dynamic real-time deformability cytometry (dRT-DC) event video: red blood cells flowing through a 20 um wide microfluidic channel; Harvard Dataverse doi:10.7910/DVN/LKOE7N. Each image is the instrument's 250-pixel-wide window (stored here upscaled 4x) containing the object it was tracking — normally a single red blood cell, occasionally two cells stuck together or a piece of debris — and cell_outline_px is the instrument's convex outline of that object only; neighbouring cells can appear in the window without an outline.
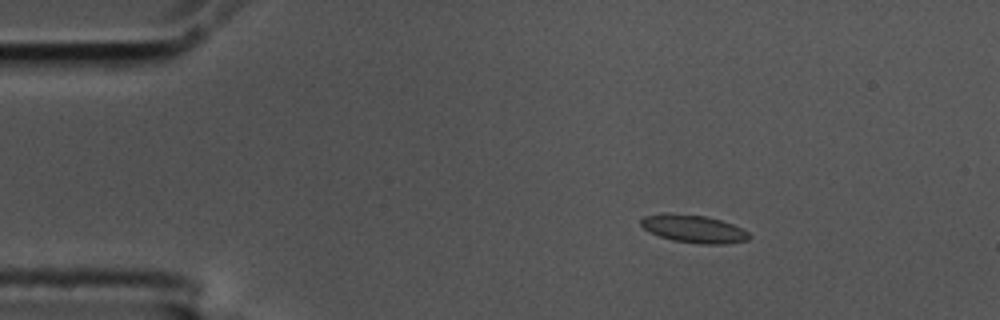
{"species": "common noctule bat (a hibernating species)", "species_latin": "Nyctalus noctula", "temperature_condition": "cold", "stored_images_in_passage": 48, "camera_frame_rate_fps": 3000, "um_per_image_px": 0.085, "animal": {"sex": "male", "body_mass_g": 17.5, "forearm_length_mm": 52.3}, "frame": {"image": 1, "passage_image": 1, "time_ms": 0.0, "image_size_px": [1000, 320], "cell_outline_px": [[752, 236], [748, 240], [724, 244], [700, 244], [672, 240], [660, 236], [644, 228], [640, 224], [640, 220], [644, 216], [660, 212], [668, 212], [708, 216], [732, 224], [748, 232]], "centroid_in_image_um": [58.95, 19.43], "position_along_channel_um": 26.1, "area_um2": 17.69}}
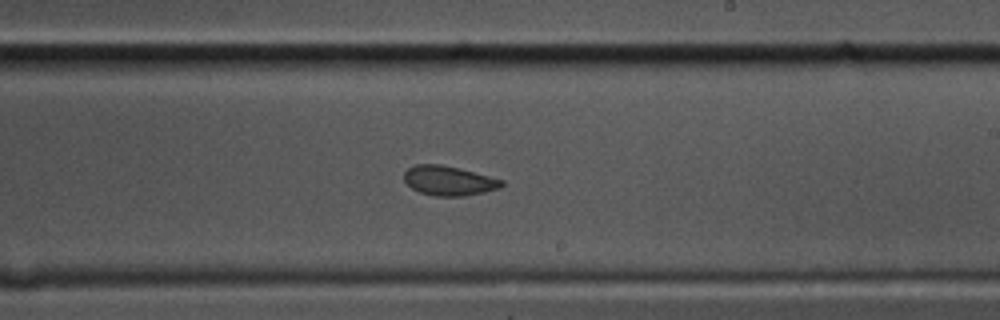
{"frame": {"image": 2, "passage_image": 25, "time_ms": 8.0, "image_size_px": [1000, 320], "cell_outline_px": [[504, 184], [500, 188], [484, 192], [464, 196], [436, 196], [420, 192], [412, 188], [404, 180], [404, 172], [408, 168], [416, 164], [440, 164], [504, 180]], "centroid_in_image_um": [38.14, 15.36], "position_along_channel_um": 250.9, "area_um2": 16.59}}
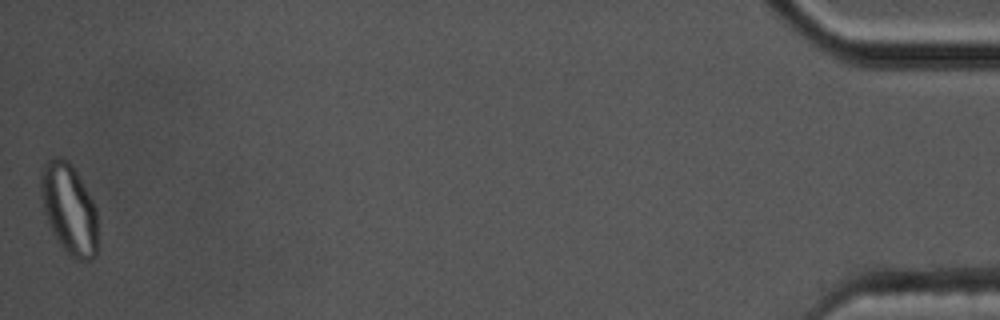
{"frame": {"image": 3, "passage_image": 48, "time_ms": 15.667, "image_size_px": [1000, 320], "cell_outline_px": [[96, 256], [92, 260], [80, 260], [72, 256], [60, 244], [52, 232], [44, 212], [40, 196], [40, 172], [44, 164], [48, 160], [56, 156], [68, 160], [72, 164], [92, 200], [96, 208]], "centroid_in_image_um": [5.84, 17.72], "position_along_channel_um": 429.4, "area_um2": 29.82}, "authors_computed_cell_mechanics": {"area_um2": 17.3978, "velocity_mm_per_s": 3.5769, "shape_relaxation_time_tau1_ms": null, "shape_relaxation_time_tau2_ms": 0.6901, "deformation_change_tau1": null, "deformation_change_tau2": 0.0378}}